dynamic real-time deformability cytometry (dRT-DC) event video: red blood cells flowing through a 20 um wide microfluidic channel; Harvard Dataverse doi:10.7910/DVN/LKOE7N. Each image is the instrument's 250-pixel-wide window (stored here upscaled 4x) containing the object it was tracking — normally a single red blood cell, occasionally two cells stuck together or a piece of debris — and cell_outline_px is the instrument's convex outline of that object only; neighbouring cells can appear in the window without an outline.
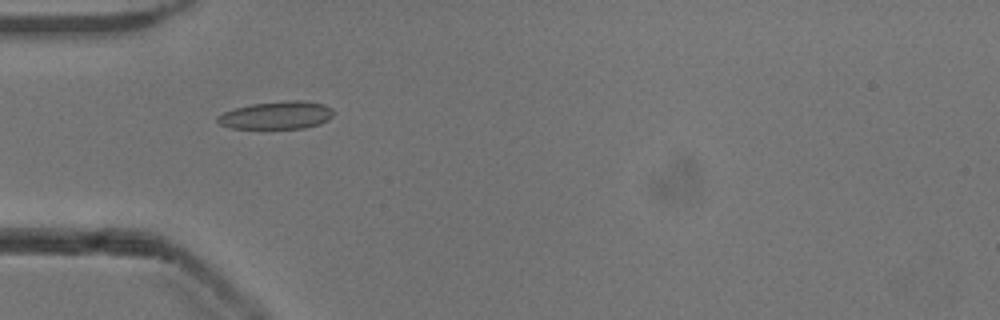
{"species": "common noctule bat (a hibernating species)", "species_latin": "Nyctalus noctula", "temperature_condition": "cold", "stored_images_in_passage": 4, "camera_frame_rate_fps": 3000, "um_per_image_px": 0.085, "animal": {"sex": "male", "body_mass_g": 13.3}, "frame": {"image": 1, "passage_image": 1, "time_ms": 0.0, "image_size_px": [1000, 320], "cell_outline_px": [[336, 112], [328, 120], [320, 124], [304, 128], [232, 128], [220, 124], [216, 120], [216, 116], [224, 112], [236, 108], [252, 104], [284, 100], [304, 100], [324, 104], [332, 108]], "centroid_in_image_um": [23.56, 9.78], "position_along_channel_um": 61.4, "area_um2": 18.9}}